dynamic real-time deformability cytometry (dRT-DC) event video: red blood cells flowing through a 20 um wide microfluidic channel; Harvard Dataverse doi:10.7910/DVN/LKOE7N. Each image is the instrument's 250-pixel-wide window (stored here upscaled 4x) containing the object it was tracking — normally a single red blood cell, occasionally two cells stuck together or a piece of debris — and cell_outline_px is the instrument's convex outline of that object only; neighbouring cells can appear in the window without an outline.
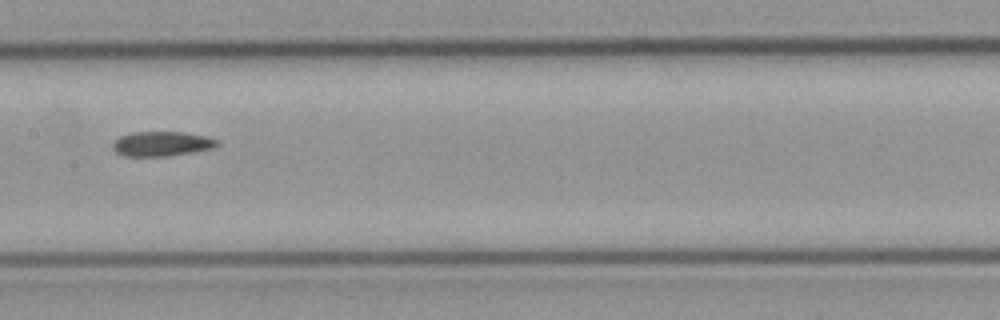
{"species": "common noctule bat (a hibernating species)", "species_latin": "Nyctalus noctula", "temperature_condition": "cold", "stored_images_in_passage": 9, "camera_frame_rate_fps": 3000, "um_per_image_px": 0.085, "animal": {"sex": "male", "body_mass_g": 23.1, "forearm_length_mm": 52.7}, "frame": {"image": 1, "passage_image": 6, "time_ms": 1.667, "image_size_px": [1000, 320], "cell_outline_px": [[220, 144], [216, 148], [168, 156], [124, 156], [116, 152], [112, 148], [112, 144], [120, 136], [128, 132], [184, 132], [208, 136], [220, 140]], "centroid_in_image_um": [13.8, 12.21], "position_along_channel_um": 193.6, "area_um2": 15.32}}
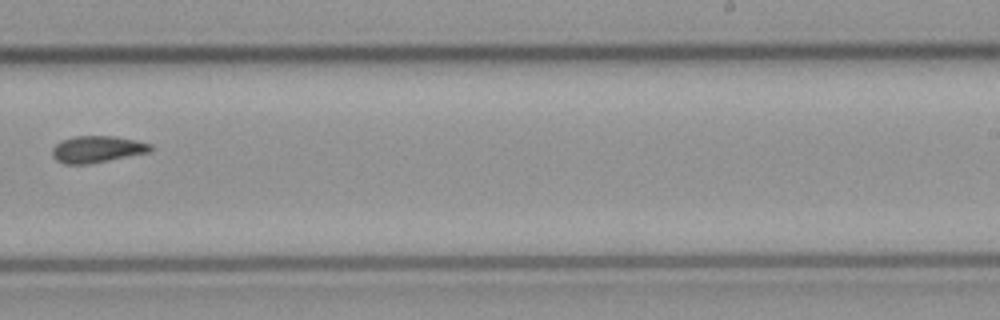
{"frame": {"image": 2, "passage_image": 8, "time_ms": 2.333, "image_size_px": [1000, 320], "cell_outline_px": [[152, 148], [148, 152], [88, 164], [64, 164], [56, 160], [52, 156], [52, 148], [60, 140], [72, 136], [116, 136], [136, 140], [152, 144]], "centroid_in_image_um": [8.21, 12.67], "position_along_channel_um": 280.8, "area_um2": 15.32}}
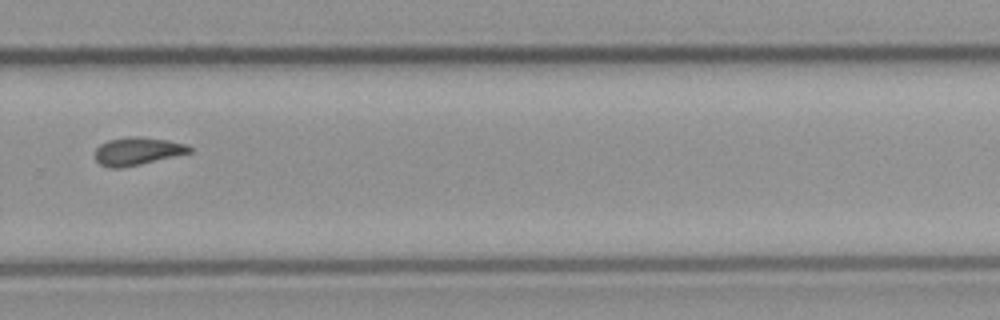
{"frame": {"image": 3, "passage_image": 9, "time_ms": 2.667, "image_size_px": [1000, 320], "cell_outline_px": [[192, 152], [140, 164], [120, 168], [108, 168], [100, 164], [96, 160], [96, 148], [100, 144], [108, 140], [128, 136], [136, 136], [168, 140], [184, 144], [192, 148]], "centroid_in_image_um": [11.65, 12.85], "position_along_channel_um": 318.1, "area_um2": 15.2}}